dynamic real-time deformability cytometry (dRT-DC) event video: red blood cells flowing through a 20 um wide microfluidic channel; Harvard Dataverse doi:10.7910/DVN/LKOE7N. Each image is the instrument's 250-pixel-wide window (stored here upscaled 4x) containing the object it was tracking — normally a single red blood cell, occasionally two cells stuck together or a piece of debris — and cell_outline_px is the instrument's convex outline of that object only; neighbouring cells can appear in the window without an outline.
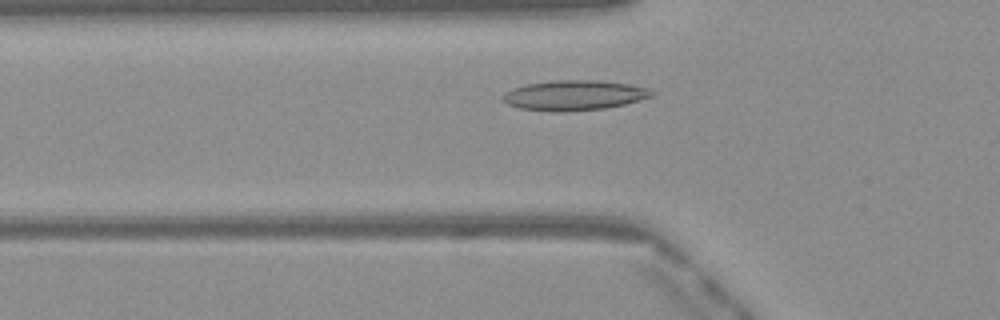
{"species": "Egyptian fruit bat (a non-hibernating species)", "species_latin": "Rousettus aegyptiacus", "temperature_condition": "warm", "stored_images_in_passage": 41, "camera_frame_rate_fps": 3000, "um_per_image_px": 0.085, "frame": {"image": 1, "passage_image": 8, "time_ms": 2.333, "image_size_px": [1000, 320], "cell_outline_px": [[656, 92], [652, 96], [624, 104], [604, 108], [564, 112], [552, 112], [520, 108], [508, 104], [500, 100], [500, 96], [504, 92], [512, 88], [528, 84], [556, 80], [596, 80], [628, 84], [648, 88]], "centroid_in_image_um": [48.75, 8.1], "position_along_channel_um": 77.0, "area_um2": 26.13}}
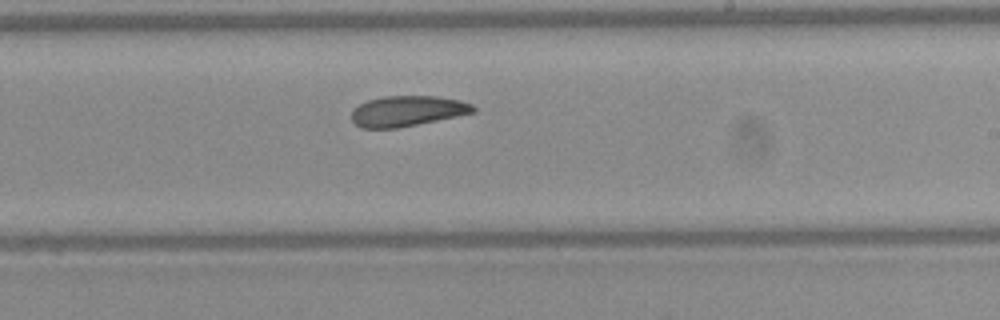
{"frame": {"image": 2, "passage_image": 21, "time_ms": 6.667, "image_size_px": [1000, 320], "cell_outline_px": [[476, 112], [400, 128], [364, 128], [356, 124], [352, 120], [352, 108], [368, 100], [384, 96], [436, 96], [460, 100], [472, 104], [476, 108]], "centroid_in_image_um": [34.63, 9.44], "position_along_channel_um": 254.4, "area_um2": 21.68}}
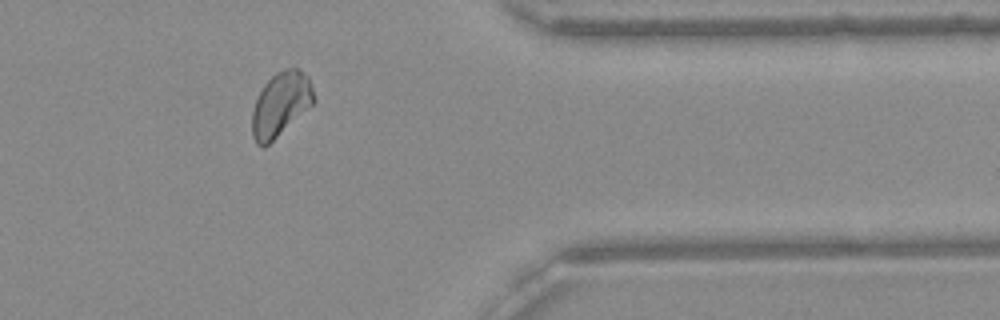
{"frame": {"image": 3, "passage_image": 32, "time_ms": 10.333, "image_size_px": [1000, 320], "cell_outline_px": [[316, 100], [312, 104], [264, 148], [256, 144], [252, 136], [252, 112], [256, 100], [264, 84], [276, 72], [284, 68], [300, 68], [308, 76]], "centroid_in_image_um": [23.85, 8.84], "position_along_channel_um": 387.6, "area_um2": 22.83}, "authors_computed_cell_mechanics": {"area_um2": 22.831, "velocity_mm_per_s": 4.0705, "shape_relaxation_time_tau1_ms": null, "shape_relaxation_time_tau2_ms": 8.6095, "deformation_change_tau1": null, "deformation_change_tau2": 0.1555}}